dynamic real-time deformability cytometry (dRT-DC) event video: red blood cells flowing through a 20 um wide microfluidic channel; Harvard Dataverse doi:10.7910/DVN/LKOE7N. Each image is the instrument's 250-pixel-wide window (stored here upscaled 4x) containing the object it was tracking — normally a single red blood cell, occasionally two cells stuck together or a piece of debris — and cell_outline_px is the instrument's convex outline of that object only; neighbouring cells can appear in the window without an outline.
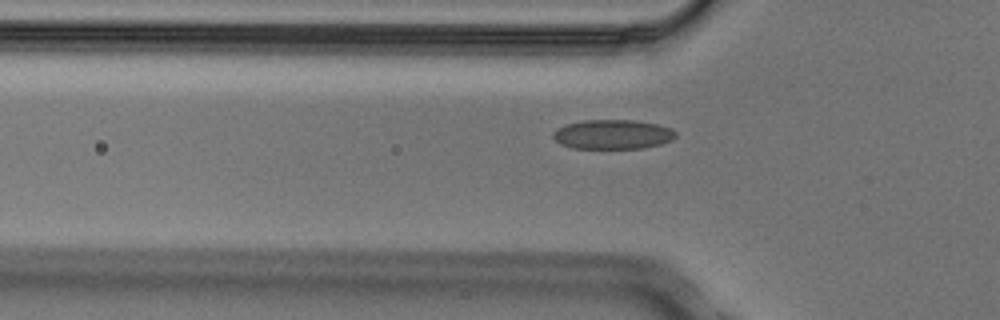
{"species": "Egyptian fruit bat (a non-hibernating species)", "species_latin": "Rousettus aegyptiacus", "temperature_condition": "cold", "stored_images_in_passage": 4, "camera_frame_rate_fps": 3000, "um_per_image_px": 0.085, "animal": {"sex": "male"}, "frame": {"image": 1, "passage_image": 4, "time_ms": 1.0, "image_size_px": [1000, 320], "cell_outline_px": [[676, 136], [672, 140], [660, 144], [644, 148], [572, 148], [560, 144], [552, 136], [552, 132], [556, 128], [564, 124], [584, 120], [636, 120], [660, 124], [672, 128], [676, 132]], "centroid_in_image_um": [52.08, 11.41], "position_along_channel_um": 73.7, "area_um2": 21.33}}